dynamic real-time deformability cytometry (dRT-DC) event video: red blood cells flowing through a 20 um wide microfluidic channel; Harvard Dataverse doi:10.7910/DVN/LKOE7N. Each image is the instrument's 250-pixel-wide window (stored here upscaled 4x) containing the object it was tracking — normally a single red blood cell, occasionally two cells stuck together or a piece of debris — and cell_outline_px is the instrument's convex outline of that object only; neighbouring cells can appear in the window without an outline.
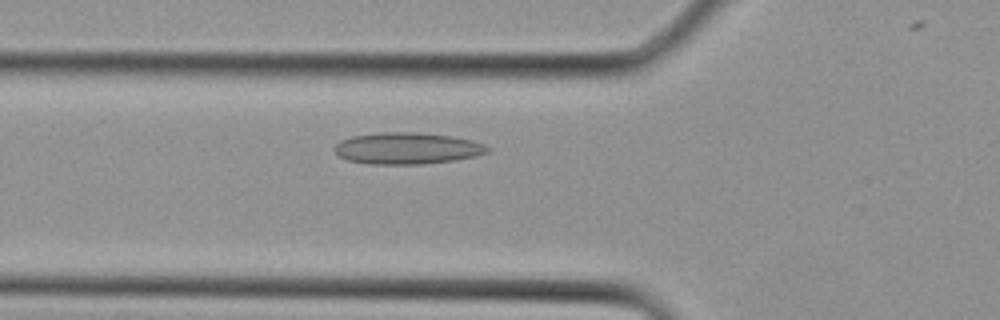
{"species": "Egyptian fruit bat (a non-hibernating species)", "species_latin": "Rousettus aegyptiacus", "temperature_condition": "cold", "stored_images_in_passage": 2, "camera_frame_rate_fps": 3000, "um_per_image_px": 0.085, "animal": {"sex": "female"}, "frame": {"image": 1, "passage_image": 2, "time_ms": 0.333, "image_size_px": [1000, 320], "cell_outline_px": [[492, 148], [488, 152], [476, 156], [456, 160], [424, 164], [372, 164], [348, 160], [340, 156], [336, 152], [336, 144], [340, 140], [352, 136], [384, 132], [416, 132], [452, 136], [472, 140], [484, 144]], "centroid_in_image_um": [34.66, 12.61], "position_along_channel_um": 91.1, "area_um2": 28.15}}